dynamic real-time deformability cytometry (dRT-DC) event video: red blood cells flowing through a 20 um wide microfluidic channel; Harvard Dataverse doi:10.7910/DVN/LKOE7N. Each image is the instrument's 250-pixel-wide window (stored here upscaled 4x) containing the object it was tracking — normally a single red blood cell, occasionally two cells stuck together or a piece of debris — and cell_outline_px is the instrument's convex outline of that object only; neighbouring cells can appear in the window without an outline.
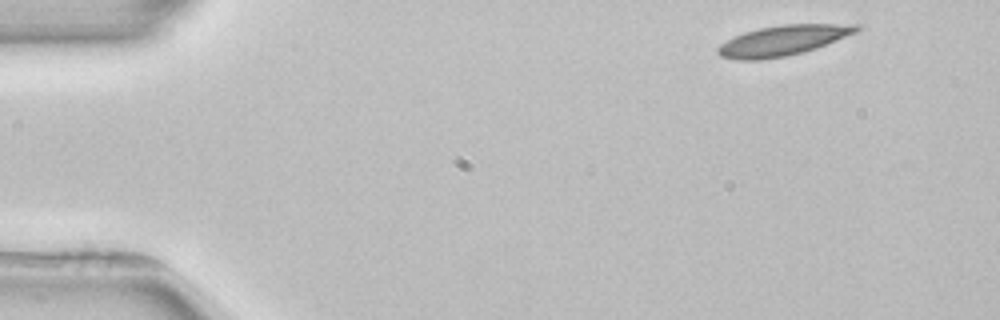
{"species": "common noctule bat (a hibernating species)", "species_latin": "Nyctalus noctula", "temperature_condition": "room temperature", "stored_images_in_passage": 4, "camera_frame_rate_fps": 3000, "um_per_image_px": 0.085, "animal": {"sex": "female", "body_mass_g": 22.7, "forearm_length_mm": 54.2}, "frame": {"image": 1, "passage_image": 1, "time_ms": 0.0, "image_size_px": [1000, 320], "cell_outline_px": [[860, 28], [856, 32], [816, 48], [804, 52], [784, 56], [760, 60], [736, 60], [720, 56], [716, 52], [716, 48], [720, 44], [744, 32], [760, 28], [784, 24], [860, 24]], "centroid_in_image_um": [66.52, 3.44], "position_along_channel_um": 18.5, "area_um2": 24.22}}
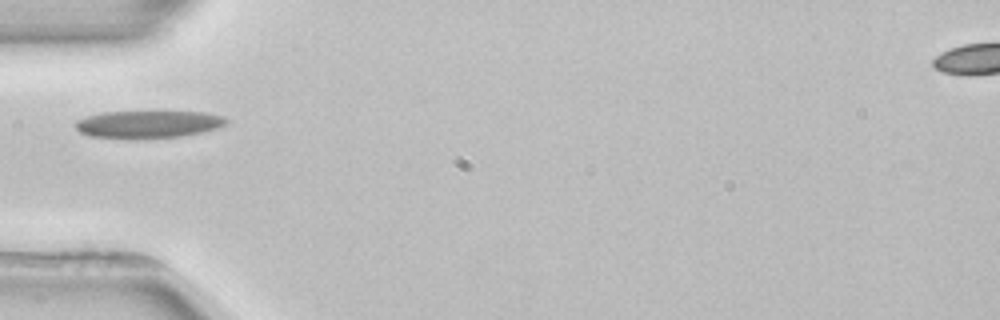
{"frame": {"image": 2, "passage_image": 4, "time_ms": 4.0, "image_size_px": [1000, 320], "cell_outline_px": [[228, 120], [224, 124], [216, 128], [200, 132], [180, 136], [140, 140], [132, 140], [88, 136], [80, 132], [76, 128], [76, 120], [88, 116], [104, 112], [204, 112], [224, 116]], "centroid_in_image_um": [12.55, 10.59], "position_along_channel_um": 72.5, "area_um2": 24.33}}